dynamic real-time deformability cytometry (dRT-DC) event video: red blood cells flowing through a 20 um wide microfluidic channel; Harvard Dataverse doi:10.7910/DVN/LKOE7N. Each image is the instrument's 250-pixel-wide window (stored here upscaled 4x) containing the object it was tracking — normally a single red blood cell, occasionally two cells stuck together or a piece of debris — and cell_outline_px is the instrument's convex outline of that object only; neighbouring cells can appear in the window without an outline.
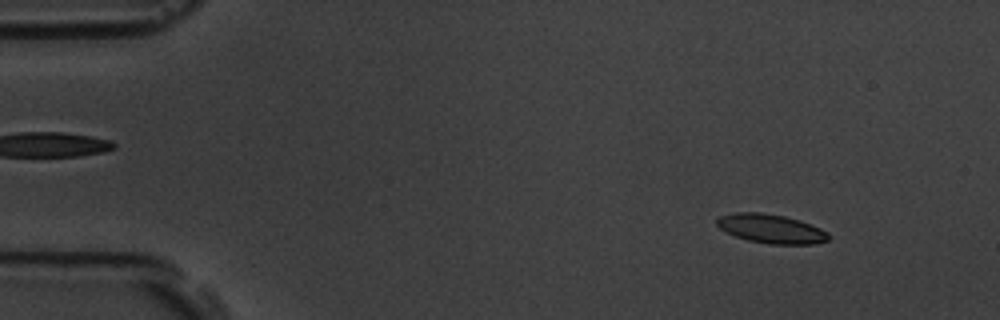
{"species": "common noctule bat (a hibernating species)", "species_latin": "Nyctalus noctula", "temperature_condition": "room temperature", "stored_images_in_passage": 4, "camera_frame_rate_fps": 3000, "um_per_image_px": 0.085, "animal": {"sex": "male", "body_mass_g": 19.5, "forearm_length_mm": 54.6}, "frame": {"image": 1, "passage_image": 1, "time_ms": 0.0, "image_size_px": [1000, 320], "cell_outline_px": [[832, 236], [828, 240], [816, 244], [768, 244], [748, 240], [736, 236], [720, 228], [716, 224], [716, 220], [720, 216], [736, 212], [760, 212], [784, 216], [800, 220], [820, 228], [828, 232]], "centroid_in_image_um": [65.58, 19.44], "position_along_channel_um": 19.4, "area_um2": 18.9}}
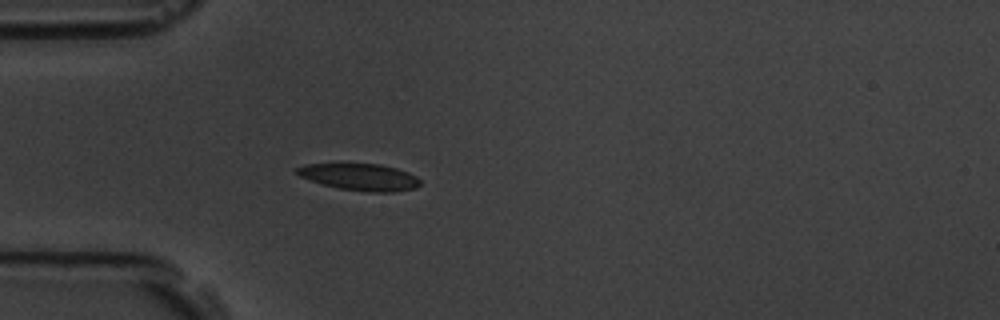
{"frame": {"image": 2, "passage_image": 4, "time_ms": 3.333, "image_size_px": [1000, 320], "cell_outline_px": [[420, 184], [416, 188], [392, 192], [368, 192], [340, 188], [320, 184], [300, 176], [296, 172], [296, 168], [304, 164], [380, 164], [396, 168], [408, 172], [416, 176], [420, 180]], "centroid_in_image_um": [30.6, 15.05], "position_along_channel_um": 54.4, "area_um2": 19.19}}